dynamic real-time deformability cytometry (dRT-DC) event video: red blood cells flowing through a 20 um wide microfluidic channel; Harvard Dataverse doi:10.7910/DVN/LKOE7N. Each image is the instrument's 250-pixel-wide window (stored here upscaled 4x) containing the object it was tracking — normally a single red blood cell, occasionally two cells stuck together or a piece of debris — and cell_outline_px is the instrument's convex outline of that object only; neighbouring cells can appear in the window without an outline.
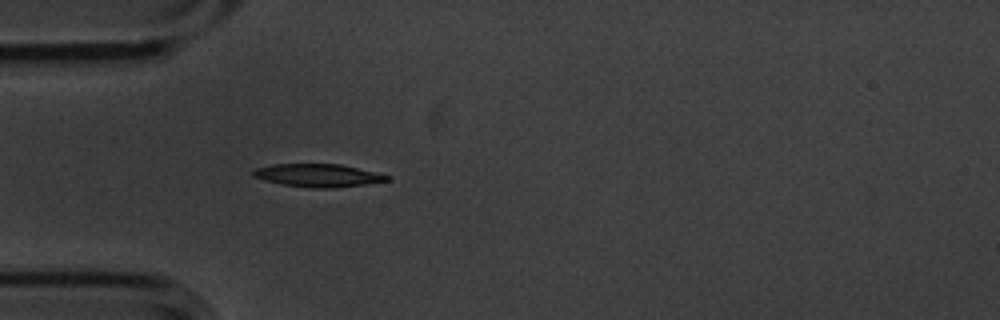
{"species": "common noctule bat (a hibernating species)", "species_latin": "Nyctalus noctula", "temperature_condition": "cold", "stored_images_in_passage": 3, "camera_frame_rate_fps": 3000, "um_per_image_px": 0.085, "animal": {"sex": "male", "body_mass_g": 20.1, "forearm_length_mm": 53.5}, "frame": {"image": 1, "passage_image": 3, "time_ms": 0.667, "image_size_px": [1000, 320], "cell_outline_px": [[388, 180], [364, 184], [332, 188], [308, 188], [284, 184], [264, 180], [252, 176], [252, 172], [256, 168], [272, 164], [340, 164], [388, 176]], "centroid_in_image_um": [26.94, 14.91], "position_along_channel_um": 58.1, "area_um2": 17.51}}